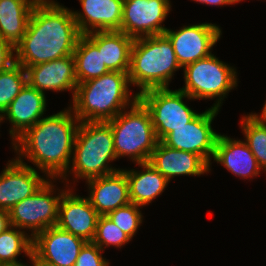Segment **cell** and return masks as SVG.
Returning a JSON list of instances; mask_svg holds the SVG:
<instances>
[{
	"instance_id": "1",
	"label": "cell",
	"mask_w": 266,
	"mask_h": 266,
	"mask_svg": "<svg viewBox=\"0 0 266 266\" xmlns=\"http://www.w3.org/2000/svg\"><path fill=\"white\" fill-rule=\"evenodd\" d=\"M80 36L72 10L54 0L37 2L24 36L14 47L15 62L26 69L73 55Z\"/></svg>"
},
{
	"instance_id": "2",
	"label": "cell",
	"mask_w": 266,
	"mask_h": 266,
	"mask_svg": "<svg viewBox=\"0 0 266 266\" xmlns=\"http://www.w3.org/2000/svg\"><path fill=\"white\" fill-rule=\"evenodd\" d=\"M67 108L42 117L12 144L20 162L27 158L52 180H59L67 172L80 124Z\"/></svg>"
},
{
	"instance_id": "3",
	"label": "cell",
	"mask_w": 266,
	"mask_h": 266,
	"mask_svg": "<svg viewBox=\"0 0 266 266\" xmlns=\"http://www.w3.org/2000/svg\"><path fill=\"white\" fill-rule=\"evenodd\" d=\"M128 73L110 71L98 78L79 83L71 110L80 122H108L138 100L130 95Z\"/></svg>"
},
{
	"instance_id": "4",
	"label": "cell",
	"mask_w": 266,
	"mask_h": 266,
	"mask_svg": "<svg viewBox=\"0 0 266 266\" xmlns=\"http://www.w3.org/2000/svg\"><path fill=\"white\" fill-rule=\"evenodd\" d=\"M116 159L111 126L107 122H80L71 163L61 179L65 180L66 187H69V173H73L75 179L82 178L86 181L110 175L121 170L109 165L110 161Z\"/></svg>"
},
{
	"instance_id": "5",
	"label": "cell",
	"mask_w": 266,
	"mask_h": 266,
	"mask_svg": "<svg viewBox=\"0 0 266 266\" xmlns=\"http://www.w3.org/2000/svg\"><path fill=\"white\" fill-rule=\"evenodd\" d=\"M178 63L172 43L165 34L136 38L128 72L131 85L141 93L152 88H169Z\"/></svg>"
},
{
	"instance_id": "6",
	"label": "cell",
	"mask_w": 266,
	"mask_h": 266,
	"mask_svg": "<svg viewBox=\"0 0 266 266\" xmlns=\"http://www.w3.org/2000/svg\"><path fill=\"white\" fill-rule=\"evenodd\" d=\"M111 126L117 159L128 157L132 162H149L158 139L147 108L137 100L107 122Z\"/></svg>"
},
{
	"instance_id": "7",
	"label": "cell",
	"mask_w": 266,
	"mask_h": 266,
	"mask_svg": "<svg viewBox=\"0 0 266 266\" xmlns=\"http://www.w3.org/2000/svg\"><path fill=\"white\" fill-rule=\"evenodd\" d=\"M185 86L179 90L192 99L217 98L211 108L219 110L230 90L238 85L234 67L220 61L214 54L183 67Z\"/></svg>"
},
{
	"instance_id": "8",
	"label": "cell",
	"mask_w": 266,
	"mask_h": 266,
	"mask_svg": "<svg viewBox=\"0 0 266 266\" xmlns=\"http://www.w3.org/2000/svg\"><path fill=\"white\" fill-rule=\"evenodd\" d=\"M184 98L193 100L179 89L152 88L138 94V100L150 114L158 141L175 128L189 123L198 114L183 101Z\"/></svg>"
},
{
	"instance_id": "9",
	"label": "cell",
	"mask_w": 266,
	"mask_h": 266,
	"mask_svg": "<svg viewBox=\"0 0 266 266\" xmlns=\"http://www.w3.org/2000/svg\"><path fill=\"white\" fill-rule=\"evenodd\" d=\"M54 186L50 178L32 196L17 203L9 211L10 224L23 231L29 229L32 239L45 229L56 226L59 203L66 190L61 189L53 196Z\"/></svg>"
},
{
	"instance_id": "10",
	"label": "cell",
	"mask_w": 266,
	"mask_h": 266,
	"mask_svg": "<svg viewBox=\"0 0 266 266\" xmlns=\"http://www.w3.org/2000/svg\"><path fill=\"white\" fill-rule=\"evenodd\" d=\"M218 112L208 108L198 113L189 123L167 134L161 142L173 149L195 153L210 166L219 135L211 124Z\"/></svg>"
},
{
	"instance_id": "11",
	"label": "cell",
	"mask_w": 266,
	"mask_h": 266,
	"mask_svg": "<svg viewBox=\"0 0 266 266\" xmlns=\"http://www.w3.org/2000/svg\"><path fill=\"white\" fill-rule=\"evenodd\" d=\"M170 0H124L120 31L134 39L164 34Z\"/></svg>"
},
{
	"instance_id": "12",
	"label": "cell",
	"mask_w": 266,
	"mask_h": 266,
	"mask_svg": "<svg viewBox=\"0 0 266 266\" xmlns=\"http://www.w3.org/2000/svg\"><path fill=\"white\" fill-rule=\"evenodd\" d=\"M164 34L172 43L178 63L183 68L210 56L222 31L216 24L199 23L183 26L177 31L167 28Z\"/></svg>"
},
{
	"instance_id": "13",
	"label": "cell",
	"mask_w": 266,
	"mask_h": 266,
	"mask_svg": "<svg viewBox=\"0 0 266 266\" xmlns=\"http://www.w3.org/2000/svg\"><path fill=\"white\" fill-rule=\"evenodd\" d=\"M86 241L69 232L50 227L33 238L32 254L44 266H74Z\"/></svg>"
},
{
	"instance_id": "14",
	"label": "cell",
	"mask_w": 266,
	"mask_h": 266,
	"mask_svg": "<svg viewBox=\"0 0 266 266\" xmlns=\"http://www.w3.org/2000/svg\"><path fill=\"white\" fill-rule=\"evenodd\" d=\"M49 178L16 157L0 173V209L10 211L17 203L32 196Z\"/></svg>"
},
{
	"instance_id": "15",
	"label": "cell",
	"mask_w": 266,
	"mask_h": 266,
	"mask_svg": "<svg viewBox=\"0 0 266 266\" xmlns=\"http://www.w3.org/2000/svg\"><path fill=\"white\" fill-rule=\"evenodd\" d=\"M73 189L63 193L59 203L56 226L75 236L91 242L94 238L99 214L87 197L74 194Z\"/></svg>"
},
{
	"instance_id": "16",
	"label": "cell",
	"mask_w": 266,
	"mask_h": 266,
	"mask_svg": "<svg viewBox=\"0 0 266 266\" xmlns=\"http://www.w3.org/2000/svg\"><path fill=\"white\" fill-rule=\"evenodd\" d=\"M46 101L44 93L27 83L9 104L0 116V123L4 119L11 123L9 134L12 138V144L43 117L46 111Z\"/></svg>"
},
{
	"instance_id": "17",
	"label": "cell",
	"mask_w": 266,
	"mask_h": 266,
	"mask_svg": "<svg viewBox=\"0 0 266 266\" xmlns=\"http://www.w3.org/2000/svg\"><path fill=\"white\" fill-rule=\"evenodd\" d=\"M27 83L45 94L46 91H68L72 99L78 85L75 76V59L73 55L55 59L26 68Z\"/></svg>"
},
{
	"instance_id": "18",
	"label": "cell",
	"mask_w": 266,
	"mask_h": 266,
	"mask_svg": "<svg viewBox=\"0 0 266 266\" xmlns=\"http://www.w3.org/2000/svg\"><path fill=\"white\" fill-rule=\"evenodd\" d=\"M82 12L72 11L81 35L120 31L124 0H79Z\"/></svg>"
},
{
	"instance_id": "19",
	"label": "cell",
	"mask_w": 266,
	"mask_h": 266,
	"mask_svg": "<svg viewBox=\"0 0 266 266\" xmlns=\"http://www.w3.org/2000/svg\"><path fill=\"white\" fill-rule=\"evenodd\" d=\"M89 189V199L93 208L99 215L131 203L129 197V184L123 169L101 177L86 181Z\"/></svg>"
},
{
	"instance_id": "20",
	"label": "cell",
	"mask_w": 266,
	"mask_h": 266,
	"mask_svg": "<svg viewBox=\"0 0 266 266\" xmlns=\"http://www.w3.org/2000/svg\"><path fill=\"white\" fill-rule=\"evenodd\" d=\"M149 163L169 182L175 176H200L211 170L199 155L170 148L161 141H158Z\"/></svg>"
},
{
	"instance_id": "21",
	"label": "cell",
	"mask_w": 266,
	"mask_h": 266,
	"mask_svg": "<svg viewBox=\"0 0 266 266\" xmlns=\"http://www.w3.org/2000/svg\"><path fill=\"white\" fill-rule=\"evenodd\" d=\"M213 160L242 179L258 177L261 171V167L247 143L224 134L218 135Z\"/></svg>"
},
{
	"instance_id": "22",
	"label": "cell",
	"mask_w": 266,
	"mask_h": 266,
	"mask_svg": "<svg viewBox=\"0 0 266 266\" xmlns=\"http://www.w3.org/2000/svg\"><path fill=\"white\" fill-rule=\"evenodd\" d=\"M85 36L102 50L103 63L110 71L129 72L134 38L121 31H96Z\"/></svg>"
},
{
	"instance_id": "23",
	"label": "cell",
	"mask_w": 266,
	"mask_h": 266,
	"mask_svg": "<svg viewBox=\"0 0 266 266\" xmlns=\"http://www.w3.org/2000/svg\"><path fill=\"white\" fill-rule=\"evenodd\" d=\"M141 170H124L129 184L131 203L145 207L161 195L169 181L149 162L137 163Z\"/></svg>"
},
{
	"instance_id": "24",
	"label": "cell",
	"mask_w": 266,
	"mask_h": 266,
	"mask_svg": "<svg viewBox=\"0 0 266 266\" xmlns=\"http://www.w3.org/2000/svg\"><path fill=\"white\" fill-rule=\"evenodd\" d=\"M36 0H0V36L15 47L24 36Z\"/></svg>"
},
{
	"instance_id": "25",
	"label": "cell",
	"mask_w": 266,
	"mask_h": 266,
	"mask_svg": "<svg viewBox=\"0 0 266 266\" xmlns=\"http://www.w3.org/2000/svg\"><path fill=\"white\" fill-rule=\"evenodd\" d=\"M73 56L78 84L110 72L103 63L102 50H98L85 35L79 37Z\"/></svg>"
},
{
	"instance_id": "26",
	"label": "cell",
	"mask_w": 266,
	"mask_h": 266,
	"mask_svg": "<svg viewBox=\"0 0 266 266\" xmlns=\"http://www.w3.org/2000/svg\"><path fill=\"white\" fill-rule=\"evenodd\" d=\"M33 239L27 232L10 226L0 233V265L18 263V256L24 252L29 257L32 255Z\"/></svg>"
},
{
	"instance_id": "27",
	"label": "cell",
	"mask_w": 266,
	"mask_h": 266,
	"mask_svg": "<svg viewBox=\"0 0 266 266\" xmlns=\"http://www.w3.org/2000/svg\"><path fill=\"white\" fill-rule=\"evenodd\" d=\"M240 124L245 142L261 169L266 171V121L249 113L242 117Z\"/></svg>"
},
{
	"instance_id": "28",
	"label": "cell",
	"mask_w": 266,
	"mask_h": 266,
	"mask_svg": "<svg viewBox=\"0 0 266 266\" xmlns=\"http://www.w3.org/2000/svg\"><path fill=\"white\" fill-rule=\"evenodd\" d=\"M26 84V69L16 62L7 70L0 72V116Z\"/></svg>"
},
{
	"instance_id": "29",
	"label": "cell",
	"mask_w": 266,
	"mask_h": 266,
	"mask_svg": "<svg viewBox=\"0 0 266 266\" xmlns=\"http://www.w3.org/2000/svg\"><path fill=\"white\" fill-rule=\"evenodd\" d=\"M130 241L131 238L121 231L107 215H99L92 243L104 251L109 246L121 248Z\"/></svg>"
},
{
	"instance_id": "30",
	"label": "cell",
	"mask_w": 266,
	"mask_h": 266,
	"mask_svg": "<svg viewBox=\"0 0 266 266\" xmlns=\"http://www.w3.org/2000/svg\"><path fill=\"white\" fill-rule=\"evenodd\" d=\"M142 206L130 203L107 214L109 219L131 239L143 222Z\"/></svg>"
},
{
	"instance_id": "31",
	"label": "cell",
	"mask_w": 266,
	"mask_h": 266,
	"mask_svg": "<svg viewBox=\"0 0 266 266\" xmlns=\"http://www.w3.org/2000/svg\"><path fill=\"white\" fill-rule=\"evenodd\" d=\"M102 252L94 243L86 242L80 249L74 266H109V261L102 257Z\"/></svg>"
},
{
	"instance_id": "32",
	"label": "cell",
	"mask_w": 266,
	"mask_h": 266,
	"mask_svg": "<svg viewBox=\"0 0 266 266\" xmlns=\"http://www.w3.org/2000/svg\"><path fill=\"white\" fill-rule=\"evenodd\" d=\"M15 49L0 36V72L7 70L15 63Z\"/></svg>"
},
{
	"instance_id": "33",
	"label": "cell",
	"mask_w": 266,
	"mask_h": 266,
	"mask_svg": "<svg viewBox=\"0 0 266 266\" xmlns=\"http://www.w3.org/2000/svg\"><path fill=\"white\" fill-rule=\"evenodd\" d=\"M11 226L9 211L0 209V233L5 231L7 228Z\"/></svg>"
},
{
	"instance_id": "34",
	"label": "cell",
	"mask_w": 266,
	"mask_h": 266,
	"mask_svg": "<svg viewBox=\"0 0 266 266\" xmlns=\"http://www.w3.org/2000/svg\"><path fill=\"white\" fill-rule=\"evenodd\" d=\"M201 4L213 5V6H226L236 4V0H192Z\"/></svg>"
},
{
	"instance_id": "35",
	"label": "cell",
	"mask_w": 266,
	"mask_h": 266,
	"mask_svg": "<svg viewBox=\"0 0 266 266\" xmlns=\"http://www.w3.org/2000/svg\"><path fill=\"white\" fill-rule=\"evenodd\" d=\"M29 259L32 263V266H37V261L33 254L29 256ZM0 266H31V265L26 264V263L24 264L23 262L21 263L20 261L18 263L1 264Z\"/></svg>"
},
{
	"instance_id": "36",
	"label": "cell",
	"mask_w": 266,
	"mask_h": 266,
	"mask_svg": "<svg viewBox=\"0 0 266 266\" xmlns=\"http://www.w3.org/2000/svg\"><path fill=\"white\" fill-rule=\"evenodd\" d=\"M262 113V114H261ZM260 115L253 113L257 118L266 121V101Z\"/></svg>"
}]
</instances>
